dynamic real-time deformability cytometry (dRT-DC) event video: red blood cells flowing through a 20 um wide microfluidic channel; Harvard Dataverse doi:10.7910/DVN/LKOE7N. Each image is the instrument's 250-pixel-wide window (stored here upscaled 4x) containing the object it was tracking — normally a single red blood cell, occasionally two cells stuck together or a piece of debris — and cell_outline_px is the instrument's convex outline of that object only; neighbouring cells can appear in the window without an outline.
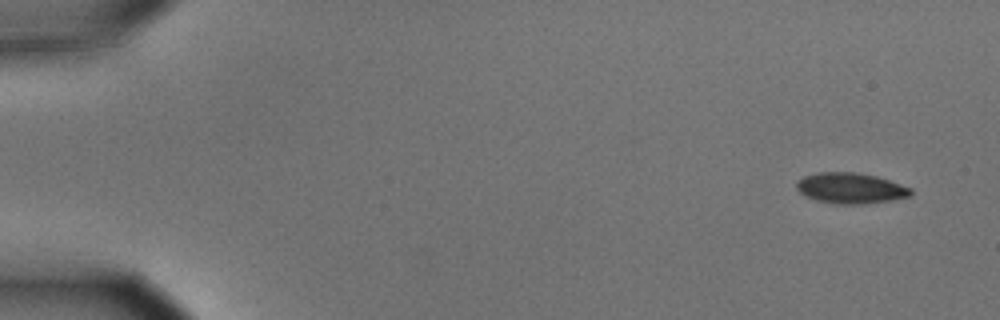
{"species": "common noctule bat (a hibernating species)", "species_latin": "Nyctalus noctula", "temperature_condition": "cold", "stored_images_in_passage": 5, "camera_frame_rate_fps": 3000, "um_per_image_px": 0.085, "animal": {"sex": "male", "body_mass_g": 15.6}, "frame": {"image": 1, "passage_image": 1, "time_ms": 0.0, "image_size_px": [1000, 320], "cell_outline_px": [[912, 196], [892, 200], [864, 204], [836, 204], [816, 200], [804, 196], [796, 188], [796, 180], [804, 176], [816, 172], [856, 172], [876, 176], [912, 188]], "centroid_in_image_um": [72.28, 15.99], "position_along_channel_um": 12.7, "area_um2": 20.63}}
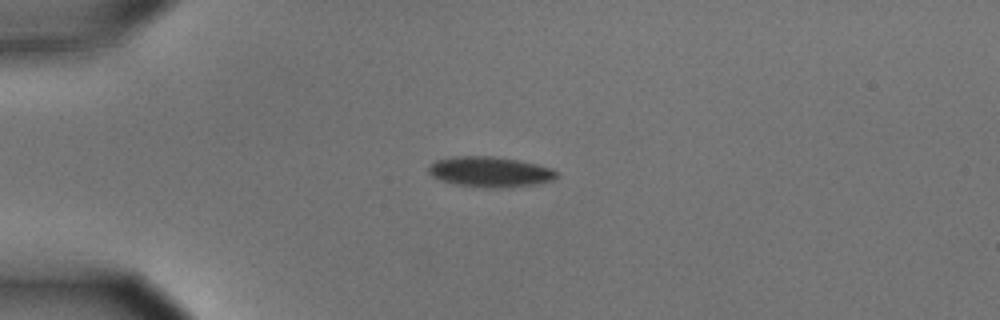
{"frame": {"image": 2, "passage_image": 4, "time_ms": 1.0, "image_size_px": [1000, 320], "cell_outline_px": [[560, 176], [552, 180], [536, 184], [512, 188], [484, 188], [452, 184], [440, 180], [432, 176], [428, 172], [428, 168], [436, 160], [452, 156], [492, 156], [520, 160], [552, 168], [560, 172]], "centroid_in_image_um": [41.69, 14.62], "position_along_channel_um": 43.3, "area_um2": 23.18}}